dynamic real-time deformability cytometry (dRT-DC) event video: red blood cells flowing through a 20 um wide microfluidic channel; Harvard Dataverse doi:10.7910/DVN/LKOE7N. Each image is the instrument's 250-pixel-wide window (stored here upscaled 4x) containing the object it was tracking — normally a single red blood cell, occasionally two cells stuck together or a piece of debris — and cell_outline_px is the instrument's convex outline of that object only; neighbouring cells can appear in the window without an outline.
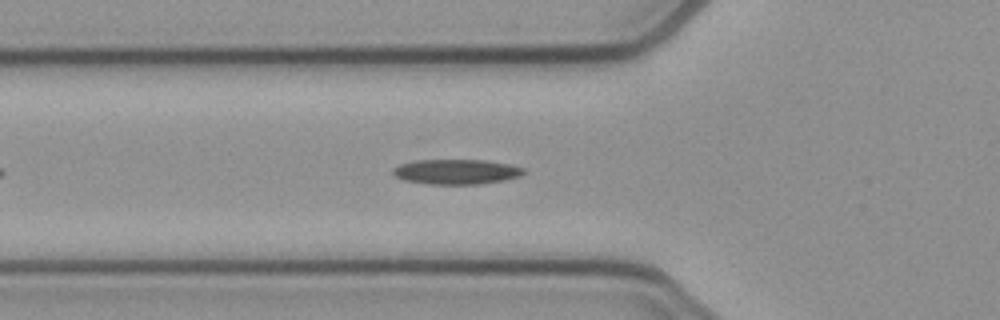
{"species": "common noctule bat (a hibernating species)", "species_latin": "Nyctalus noctula", "temperature_condition": "cold", "stored_images_in_passage": 27, "camera_frame_rate_fps": 3000, "um_per_image_px": 0.085, "animal": {"sex": "female", "body_mass_g": 21.9}, "frame": {"image": 1, "passage_image": 8, "time_ms": 2.333, "image_size_px": [1000, 320], "cell_outline_px": [[528, 172], [520, 176], [504, 180], [480, 184], [424, 184], [404, 180], [396, 176], [392, 172], [392, 168], [400, 164], [416, 160], [484, 160], [508, 164], [524, 168]], "centroid_in_image_um": [38.79, 14.6], "position_along_channel_um": 87.0, "area_um2": 19.13}}
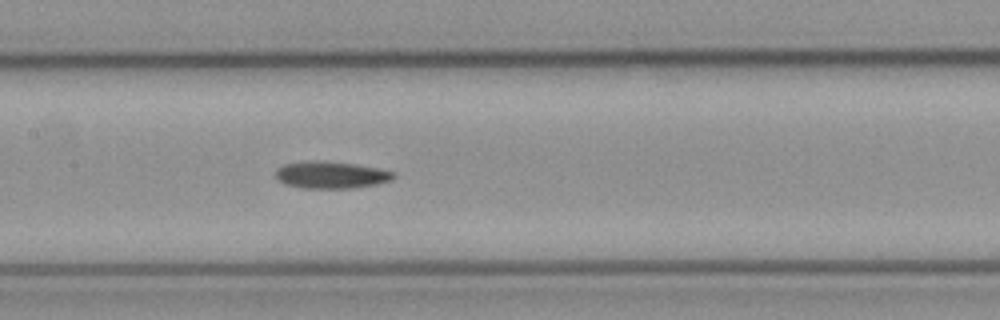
{"frame": {"image": 2, "passage_image": 15, "time_ms": 4.667, "image_size_px": [1000, 320], "cell_outline_px": [[396, 176], [392, 180], [376, 184], [352, 188], [300, 188], [284, 184], [276, 176], [276, 168], [284, 164], [308, 160], [320, 160], [356, 164], [380, 168], [396, 172]], "centroid_in_image_um": [28.16, 14.86], "position_along_channel_um": 179.2, "area_um2": 18.84}}
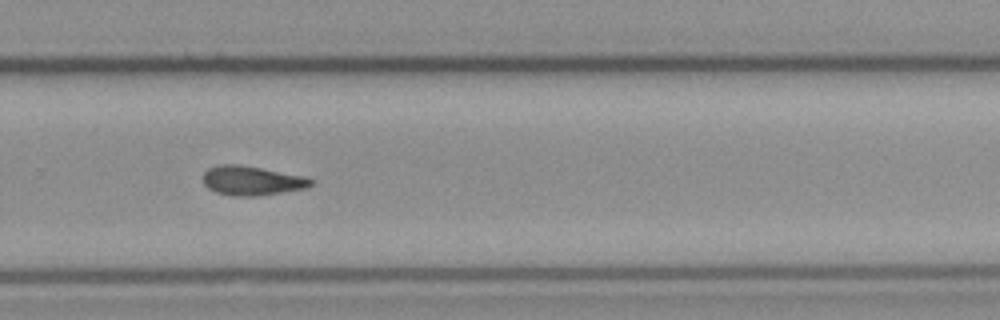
{"frame": {"image": 3, "passage_image": 25, "time_ms": 8.0, "image_size_px": [1000, 320], "cell_outline_px": [[312, 184], [304, 188], [256, 196], [232, 196], [216, 192], [208, 188], [204, 184], [204, 172], [208, 168], [220, 164], [236, 164], [260, 168], [304, 176], [312, 180]], "centroid_in_image_um": [21.35, 15.35], "position_along_channel_um": 308.4, "area_um2": 18.09}}